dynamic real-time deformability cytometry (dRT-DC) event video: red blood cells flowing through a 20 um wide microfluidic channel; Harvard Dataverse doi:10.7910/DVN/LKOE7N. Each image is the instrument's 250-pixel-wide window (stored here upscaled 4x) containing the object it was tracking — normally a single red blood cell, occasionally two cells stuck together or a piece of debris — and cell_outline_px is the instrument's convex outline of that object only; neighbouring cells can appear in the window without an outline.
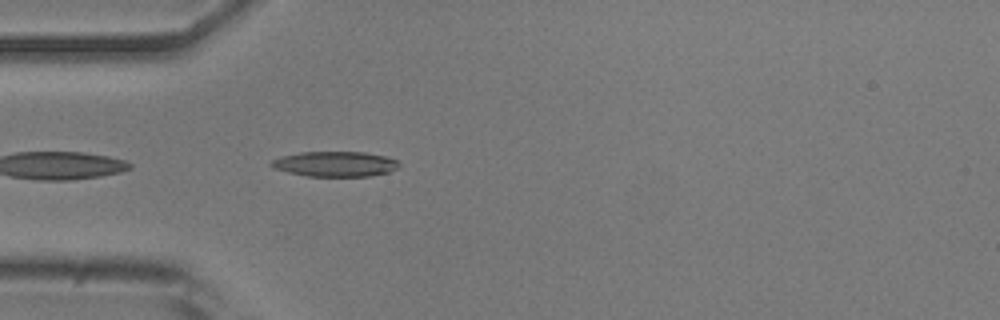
{"species": "common noctule bat (a hibernating species)", "species_latin": "Nyctalus noctula", "temperature_condition": "room temperature", "stored_images_in_passage": 10, "camera_frame_rate_fps": 3000, "um_per_image_px": 0.085, "animal": {"sex": "male", "body_mass_g": 20.5, "forearm_length_mm": 52.5}, "frame": {"image": 1, "passage_image": 1, "time_ms": 0.0, "image_size_px": [1000, 320], "cell_outline_px": [[400, 168], [388, 172], [372, 176], [308, 176], [288, 172], [276, 168], [268, 164], [272, 160], [280, 156], [300, 152], [364, 152], [384, 156], [396, 160], [400, 164]], "centroid_in_image_um": [28.5, 13.94], "position_along_channel_um": 56.5, "area_um2": 18.73}}
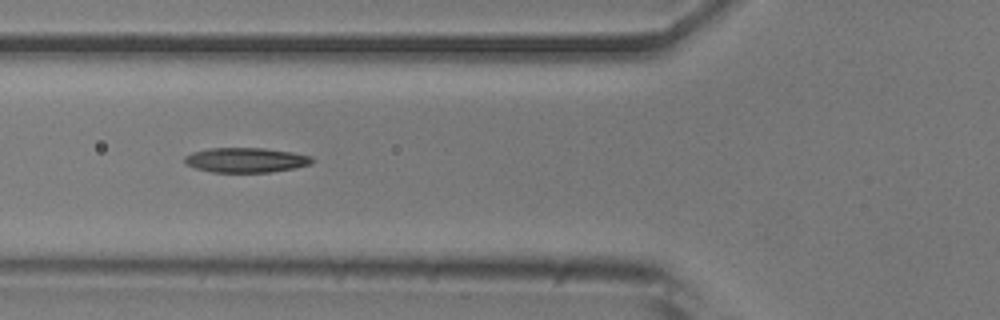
{"frame": {"image": 2, "passage_image": 5, "time_ms": 1.333, "image_size_px": [1000, 320], "cell_outline_px": [[316, 160], [312, 164], [296, 168], [268, 172], [212, 172], [196, 168], [188, 164], [184, 160], [184, 156], [192, 152], [208, 148], [264, 148], [292, 152], [312, 156]], "centroid_in_image_um": [20.95, 13.6], "position_along_channel_um": 104.9, "area_um2": 18.5}}